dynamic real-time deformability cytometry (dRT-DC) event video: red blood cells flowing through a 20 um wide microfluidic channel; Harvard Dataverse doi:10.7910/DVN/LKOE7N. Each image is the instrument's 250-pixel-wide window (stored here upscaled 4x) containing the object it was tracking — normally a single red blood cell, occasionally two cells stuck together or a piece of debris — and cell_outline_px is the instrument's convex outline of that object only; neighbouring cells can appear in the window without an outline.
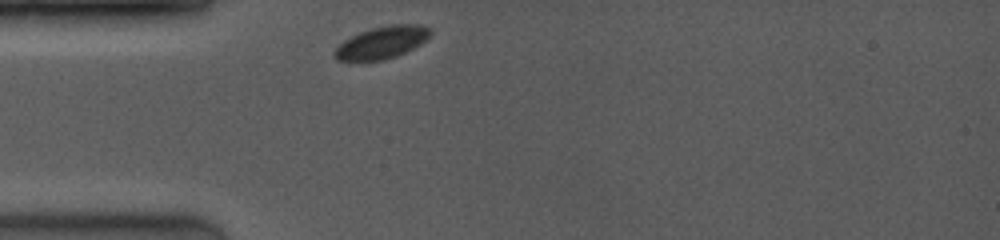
{"species": "common noctule bat (a hibernating species)", "species_latin": "Nyctalus noctula", "temperature_condition": "room temperature", "stored_images_in_passage": 21, "camera_frame_rate_fps": 4000, "um_per_image_px": 0.085, "animal": {"sex": "female", "body_mass_g": 19.0, "forearm_length_mm": 53.3}, "frame": {"image": 1, "passage_image": 1, "time_ms": 0.0, "image_size_px": [1000, 240], "cell_outline_px": [[432, 32], [420, 44], [396, 56], [384, 60], [336, 60], [332, 52], [344, 40], [360, 32], [372, 28], [392, 24], [420, 24], [428, 28]], "centroid_in_image_um": [32.44, 3.6], "position_along_channel_um": 52.6, "area_um2": 17.69}}
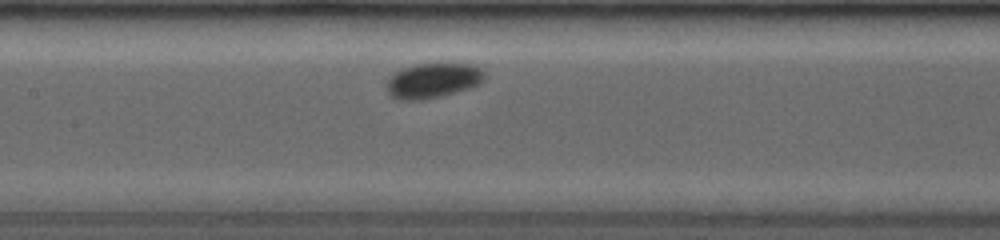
{"frame": {"image": 2, "passage_image": 8, "time_ms": 3.25, "image_size_px": [1000, 240], "cell_outline_px": [[484, 76], [476, 84], [468, 88], [440, 96], [420, 100], [396, 100], [388, 92], [388, 80], [396, 72], [404, 68], [416, 64], [468, 64], [484, 72]], "centroid_in_image_um": [36.73, 6.86], "position_along_channel_um": 170.7, "area_um2": 19.19}}
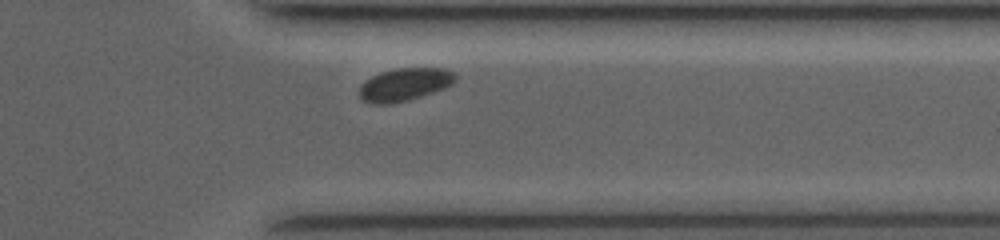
{"frame": {"image": 3, "passage_image": 19, "time_ms": 8.5, "image_size_px": [1000, 240], "cell_outline_px": [[456, 80], [452, 84], [444, 88], [408, 100], [388, 104], [372, 104], [364, 100], [360, 96], [360, 88], [372, 76], [380, 72], [400, 68], [444, 68], [452, 72], [456, 76]], "centroid_in_image_um": [34.42, 7.18], "position_along_channel_um": 377.0, "area_um2": 17.98}, "authors_computed_cell_mechanics": {"area_um2": 18.3226, "velocity_mm_per_s": 3.8946, "shape_relaxation_time_tau1_ms": 2.9932, "shape_relaxation_time_tau2_ms": null, "deformation_change_tau1": 0.0446, "deformation_change_tau2": null}}